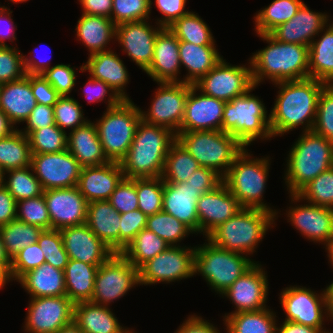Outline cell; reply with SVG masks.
I'll use <instances>...</instances> for the list:
<instances>
[{
	"mask_svg": "<svg viewBox=\"0 0 333 333\" xmlns=\"http://www.w3.org/2000/svg\"><path fill=\"white\" fill-rule=\"evenodd\" d=\"M147 111H141V119L149 124L163 126L176 135L180 132L190 84L184 82H157Z\"/></svg>",
	"mask_w": 333,
	"mask_h": 333,
	"instance_id": "cell-14",
	"label": "cell"
},
{
	"mask_svg": "<svg viewBox=\"0 0 333 333\" xmlns=\"http://www.w3.org/2000/svg\"><path fill=\"white\" fill-rule=\"evenodd\" d=\"M331 19H332V17L329 18V24L333 27V21Z\"/></svg>",
	"mask_w": 333,
	"mask_h": 333,
	"instance_id": "cell-80",
	"label": "cell"
},
{
	"mask_svg": "<svg viewBox=\"0 0 333 333\" xmlns=\"http://www.w3.org/2000/svg\"><path fill=\"white\" fill-rule=\"evenodd\" d=\"M17 202L8 192L7 188L0 185V227L16 219Z\"/></svg>",
	"mask_w": 333,
	"mask_h": 333,
	"instance_id": "cell-68",
	"label": "cell"
},
{
	"mask_svg": "<svg viewBox=\"0 0 333 333\" xmlns=\"http://www.w3.org/2000/svg\"><path fill=\"white\" fill-rule=\"evenodd\" d=\"M275 225L274 213L263 209L243 208L215 228L206 238L220 248L251 258L268 230L271 231Z\"/></svg>",
	"mask_w": 333,
	"mask_h": 333,
	"instance_id": "cell-6",
	"label": "cell"
},
{
	"mask_svg": "<svg viewBox=\"0 0 333 333\" xmlns=\"http://www.w3.org/2000/svg\"><path fill=\"white\" fill-rule=\"evenodd\" d=\"M291 146L283 179L287 194H297L310 181L333 166V142L311 130L301 132Z\"/></svg>",
	"mask_w": 333,
	"mask_h": 333,
	"instance_id": "cell-4",
	"label": "cell"
},
{
	"mask_svg": "<svg viewBox=\"0 0 333 333\" xmlns=\"http://www.w3.org/2000/svg\"><path fill=\"white\" fill-rule=\"evenodd\" d=\"M0 46V84L22 79L24 70L23 53L18 45Z\"/></svg>",
	"mask_w": 333,
	"mask_h": 333,
	"instance_id": "cell-56",
	"label": "cell"
},
{
	"mask_svg": "<svg viewBox=\"0 0 333 333\" xmlns=\"http://www.w3.org/2000/svg\"><path fill=\"white\" fill-rule=\"evenodd\" d=\"M82 104L73 96H60L58 101L53 105L55 124L68 133L84 125L88 119L84 117Z\"/></svg>",
	"mask_w": 333,
	"mask_h": 333,
	"instance_id": "cell-51",
	"label": "cell"
},
{
	"mask_svg": "<svg viewBox=\"0 0 333 333\" xmlns=\"http://www.w3.org/2000/svg\"><path fill=\"white\" fill-rule=\"evenodd\" d=\"M303 3V0H273L253 16L255 33L269 34L279 25L289 21Z\"/></svg>",
	"mask_w": 333,
	"mask_h": 333,
	"instance_id": "cell-41",
	"label": "cell"
},
{
	"mask_svg": "<svg viewBox=\"0 0 333 333\" xmlns=\"http://www.w3.org/2000/svg\"><path fill=\"white\" fill-rule=\"evenodd\" d=\"M170 245L154 232L142 229L121 254L137 269Z\"/></svg>",
	"mask_w": 333,
	"mask_h": 333,
	"instance_id": "cell-42",
	"label": "cell"
},
{
	"mask_svg": "<svg viewBox=\"0 0 333 333\" xmlns=\"http://www.w3.org/2000/svg\"><path fill=\"white\" fill-rule=\"evenodd\" d=\"M138 286L139 269L121 253H114L98 267L91 301L110 307L112 302L123 298Z\"/></svg>",
	"mask_w": 333,
	"mask_h": 333,
	"instance_id": "cell-12",
	"label": "cell"
},
{
	"mask_svg": "<svg viewBox=\"0 0 333 333\" xmlns=\"http://www.w3.org/2000/svg\"><path fill=\"white\" fill-rule=\"evenodd\" d=\"M200 167L192 155L176 140L168 151L161 177L167 183H183Z\"/></svg>",
	"mask_w": 333,
	"mask_h": 333,
	"instance_id": "cell-43",
	"label": "cell"
},
{
	"mask_svg": "<svg viewBox=\"0 0 333 333\" xmlns=\"http://www.w3.org/2000/svg\"><path fill=\"white\" fill-rule=\"evenodd\" d=\"M325 248V252H327L328 263L333 269V236L329 239V241L323 246Z\"/></svg>",
	"mask_w": 333,
	"mask_h": 333,
	"instance_id": "cell-76",
	"label": "cell"
},
{
	"mask_svg": "<svg viewBox=\"0 0 333 333\" xmlns=\"http://www.w3.org/2000/svg\"><path fill=\"white\" fill-rule=\"evenodd\" d=\"M195 247L194 276L201 275L211 291L219 296L259 262L247 255L220 248L207 238Z\"/></svg>",
	"mask_w": 333,
	"mask_h": 333,
	"instance_id": "cell-8",
	"label": "cell"
},
{
	"mask_svg": "<svg viewBox=\"0 0 333 333\" xmlns=\"http://www.w3.org/2000/svg\"><path fill=\"white\" fill-rule=\"evenodd\" d=\"M10 283L8 274L0 267V290L5 289V285Z\"/></svg>",
	"mask_w": 333,
	"mask_h": 333,
	"instance_id": "cell-77",
	"label": "cell"
},
{
	"mask_svg": "<svg viewBox=\"0 0 333 333\" xmlns=\"http://www.w3.org/2000/svg\"><path fill=\"white\" fill-rule=\"evenodd\" d=\"M88 79L89 80L86 81L87 83L83 85L84 89H82L84 97L88 100L87 103L104 102L105 104L107 103L106 109H109L119 105L123 101L107 83L92 78L91 76H89Z\"/></svg>",
	"mask_w": 333,
	"mask_h": 333,
	"instance_id": "cell-60",
	"label": "cell"
},
{
	"mask_svg": "<svg viewBox=\"0 0 333 333\" xmlns=\"http://www.w3.org/2000/svg\"><path fill=\"white\" fill-rule=\"evenodd\" d=\"M60 233L69 259L89 265H102L115 253L86 223L63 228Z\"/></svg>",
	"mask_w": 333,
	"mask_h": 333,
	"instance_id": "cell-24",
	"label": "cell"
},
{
	"mask_svg": "<svg viewBox=\"0 0 333 333\" xmlns=\"http://www.w3.org/2000/svg\"><path fill=\"white\" fill-rule=\"evenodd\" d=\"M75 28V38L87 47L88 55L112 50L109 43H116V24L110 18L82 14Z\"/></svg>",
	"mask_w": 333,
	"mask_h": 333,
	"instance_id": "cell-34",
	"label": "cell"
},
{
	"mask_svg": "<svg viewBox=\"0 0 333 333\" xmlns=\"http://www.w3.org/2000/svg\"><path fill=\"white\" fill-rule=\"evenodd\" d=\"M297 195L308 203L333 209V166L310 181Z\"/></svg>",
	"mask_w": 333,
	"mask_h": 333,
	"instance_id": "cell-50",
	"label": "cell"
},
{
	"mask_svg": "<svg viewBox=\"0 0 333 333\" xmlns=\"http://www.w3.org/2000/svg\"><path fill=\"white\" fill-rule=\"evenodd\" d=\"M279 300L285 314L284 321L317 328L321 333H333L325 326L329 320L333 323L325 288L318 293L309 286H287L280 292Z\"/></svg>",
	"mask_w": 333,
	"mask_h": 333,
	"instance_id": "cell-11",
	"label": "cell"
},
{
	"mask_svg": "<svg viewBox=\"0 0 333 333\" xmlns=\"http://www.w3.org/2000/svg\"><path fill=\"white\" fill-rule=\"evenodd\" d=\"M168 28L179 41H187L195 45H217L209 25L196 12L190 11Z\"/></svg>",
	"mask_w": 333,
	"mask_h": 333,
	"instance_id": "cell-44",
	"label": "cell"
},
{
	"mask_svg": "<svg viewBox=\"0 0 333 333\" xmlns=\"http://www.w3.org/2000/svg\"><path fill=\"white\" fill-rule=\"evenodd\" d=\"M329 13L315 12L305 4L287 22L273 29L269 34L283 43L301 44L310 47L313 39L329 24Z\"/></svg>",
	"mask_w": 333,
	"mask_h": 333,
	"instance_id": "cell-25",
	"label": "cell"
},
{
	"mask_svg": "<svg viewBox=\"0 0 333 333\" xmlns=\"http://www.w3.org/2000/svg\"><path fill=\"white\" fill-rule=\"evenodd\" d=\"M138 200L136 178H123L108 201L117 212L123 214L138 209Z\"/></svg>",
	"mask_w": 333,
	"mask_h": 333,
	"instance_id": "cell-59",
	"label": "cell"
},
{
	"mask_svg": "<svg viewBox=\"0 0 333 333\" xmlns=\"http://www.w3.org/2000/svg\"><path fill=\"white\" fill-rule=\"evenodd\" d=\"M36 105L30 74H26L20 80L2 84L0 110L6 114L16 129L17 125L25 123Z\"/></svg>",
	"mask_w": 333,
	"mask_h": 333,
	"instance_id": "cell-30",
	"label": "cell"
},
{
	"mask_svg": "<svg viewBox=\"0 0 333 333\" xmlns=\"http://www.w3.org/2000/svg\"><path fill=\"white\" fill-rule=\"evenodd\" d=\"M16 218L27 224L38 226L42 230L51 229V220L44 195L18 201Z\"/></svg>",
	"mask_w": 333,
	"mask_h": 333,
	"instance_id": "cell-53",
	"label": "cell"
},
{
	"mask_svg": "<svg viewBox=\"0 0 333 333\" xmlns=\"http://www.w3.org/2000/svg\"><path fill=\"white\" fill-rule=\"evenodd\" d=\"M179 59V40L169 28H163L156 36L154 56L144 72L155 83L182 82Z\"/></svg>",
	"mask_w": 333,
	"mask_h": 333,
	"instance_id": "cell-26",
	"label": "cell"
},
{
	"mask_svg": "<svg viewBox=\"0 0 333 333\" xmlns=\"http://www.w3.org/2000/svg\"><path fill=\"white\" fill-rule=\"evenodd\" d=\"M269 307L229 314L223 318L225 333H275L278 316Z\"/></svg>",
	"mask_w": 333,
	"mask_h": 333,
	"instance_id": "cell-38",
	"label": "cell"
},
{
	"mask_svg": "<svg viewBox=\"0 0 333 333\" xmlns=\"http://www.w3.org/2000/svg\"><path fill=\"white\" fill-rule=\"evenodd\" d=\"M217 45H195L179 41V59L181 68L186 69L182 82L195 84L201 77L213 69L223 57ZM183 65V66H182ZM185 76V77H184Z\"/></svg>",
	"mask_w": 333,
	"mask_h": 333,
	"instance_id": "cell-33",
	"label": "cell"
},
{
	"mask_svg": "<svg viewBox=\"0 0 333 333\" xmlns=\"http://www.w3.org/2000/svg\"><path fill=\"white\" fill-rule=\"evenodd\" d=\"M267 43L248 58L253 83L256 87L265 80L272 84L309 78V47L301 44L283 43L270 34H257Z\"/></svg>",
	"mask_w": 333,
	"mask_h": 333,
	"instance_id": "cell-2",
	"label": "cell"
},
{
	"mask_svg": "<svg viewBox=\"0 0 333 333\" xmlns=\"http://www.w3.org/2000/svg\"><path fill=\"white\" fill-rule=\"evenodd\" d=\"M67 135L57 125L31 131L27 137L32 154L57 153L67 150Z\"/></svg>",
	"mask_w": 333,
	"mask_h": 333,
	"instance_id": "cell-48",
	"label": "cell"
},
{
	"mask_svg": "<svg viewBox=\"0 0 333 333\" xmlns=\"http://www.w3.org/2000/svg\"><path fill=\"white\" fill-rule=\"evenodd\" d=\"M325 291H326L327 302L329 304V313L333 320V281L327 284V286L325 287Z\"/></svg>",
	"mask_w": 333,
	"mask_h": 333,
	"instance_id": "cell-74",
	"label": "cell"
},
{
	"mask_svg": "<svg viewBox=\"0 0 333 333\" xmlns=\"http://www.w3.org/2000/svg\"><path fill=\"white\" fill-rule=\"evenodd\" d=\"M37 243L45 256V263L64 271L68 264L69 256L64 249L60 230H42Z\"/></svg>",
	"mask_w": 333,
	"mask_h": 333,
	"instance_id": "cell-52",
	"label": "cell"
},
{
	"mask_svg": "<svg viewBox=\"0 0 333 333\" xmlns=\"http://www.w3.org/2000/svg\"><path fill=\"white\" fill-rule=\"evenodd\" d=\"M232 65L221 59L205 76L193 84L199 91L225 102L247 93L253 83L251 64ZM247 65V66H246Z\"/></svg>",
	"mask_w": 333,
	"mask_h": 333,
	"instance_id": "cell-15",
	"label": "cell"
},
{
	"mask_svg": "<svg viewBox=\"0 0 333 333\" xmlns=\"http://www.w3.org/2000/svg\"><path fill=\"white\" fill-rule=\"evenodd\" d=\"M7 176V177H6ZM3 185L16 202L43 195L44 189L36 178L32 167L10 169L4 172Z\"/></svg>",
	"mask_w": 333,
	"mask_h": 333,
	"instance_id": "cell-45",
	"label": "cell"
},
{
	"mask_svg": "<svg viewBox=\"0 0 333 333\" xmlns=\"http://www.w3.org/2000/svg\"><path fill=\"white\" fill-rule=\"evenodd\" d=\"M261 262H256L241 277H239L220 297L226 298L234 306L229 314L244 311H257L265 309L269 294L268 274Z\"/></svg>",
	"mask_w": 333,
	"mask_h": 333,
	"instance_id": "cell-18",
	"label": "cell"
},
{
	"mask_svg": "<svg viewBox=\"0 0 333 333\" xmlns=\"http://www.w3.org/2000/svg\"><path fill=\"white\" fill-rule=\"evenodd\" d=\"M188 0H150V11H152V4L156 6L161 14V17L157 18L156 23L163 27L168 28L177 19L187 15L190 10L186 9V3Z\"/></svg>",
	"mask_w": 333,
	"mask_h": 333,
	"instance_id": "cell-62",
	"label": "cell"
},
{
	"mask_svg": "<svg viewBox=\"0 0 333 333\" xmlns=\"http://www.w3.org/2000/svg\"><path fill=\"white\" fill-rule=\"evenodd\" d=\"M289 199L287 222L309 242L324 246L333 236V209L303 201L297 194H289Z\"/></svg>",
	"mask_w": 333,
	"mask_h": 333,
	"instance_id": "cell-16",
	"label": "cell"
},
{
	"mask_svg": "<svg viewBox=\"0 0 333 333\" xmlns=\"http://www.w3.org/2000/svg\"><path fill=\"white\" fill-rule=\"evenodd\" d=\"M31 167L44 191L77 186L82 169L68 150L32 154Z\"/></svg>",
	"mask_w": 333,
	"mask_h": 333,
	"instance_id": "cell-20",
	"label": "cell"
},
{
	"mask_svg": "<svg viewBox=\"0 0 333 333\" xmlns=\"http://www.w3.org/2000/svg\"><path fill=\"white\" fill-rule=\"evenodd\" d=\"M146 229L154 232L170 246H182V240L194 234L181 221L164 211L147 216Z\"/></svg>",
	"mask_w": 333,
	"mask_h": 333,
	"instance_id": "cell-47",
	"label": "cell"
},
{
	"mask_svg": "<svg viewBox=\"0 0 333 333\" xmlns=\"http://www.w3.org/2000/svg\"><path fill=\"white\" fill-rule=\"evenodd\" d=\"M277 323L275 333H321L317 328L305 326L291 321Z\"/></svg>",
	"mask_w": 333,
	"mask_h": 333,
	"instance_id": "cell-71",
	"label": "cell"
},
{
	"mask_svg": "<svg viewBox=\"0 0 333 333\" xmlns=\"http://www.w3.org/2000/svg\"><path fill=\"white\" fill-rule=\"evenodd\" d=\"M255 89L256 86L244 95L226 102L224 106L221 131L235 137L245 148L254 141H270L273 138L270 114L263 99L252 94Z\"/></svg>",
	"mask_w": 333,
	"mask_h": 333,
	"instance_id": "cell-7",
	"label": "cell"
},
{
	"mask_svg": "<svg viewBox=\"0 0 333 333\" xmlns=\"http://www.w3.org/2000/svg\"><path fill=\"white\" fill-rule=\"evenodd\" d=\"M82 14L103 16L111 19L113 0H78Z\"/></svg>",
	"mask_w": 333,
	"mask_h": 333,
	"instance_id": "cell-69",
	"label": "cell"
},
{
	"mask_svg": "<svg viewBox=\"0 0 333 333\" xmlns=\"http://www.w3.org/2000/svg\"><path fill=\"white\" fill-rule=\"evenodd\" d=\"M243 207L222 182L200 196L197 203L199 234L206 238L220 224L235 216Z\"/></svg>",
	"mask_w": 333,
	"mask_h": 333,
	"instance_id": "cell-23",
	"label": "cell"
},
{
	"mask_svg": "<svg viewBox=\"0 0 333 333\" xmlns=\"http://www.w3.org/2000/svg\"><path fill=\"white\" fill-rule=\"evenodd\" d=\"M177 140L201 167L214 170L222 178L245 149L235 137L221 130L179 132Z\"/></svg>",
	"mask_w": 333,
	"mask_h": 333,
	"instance_id": "cell-9",
	"label": "cell"
},
{
	"mask_svg": "<svg viewBox=\"0 0 333 333\" xmlns=\"http://www.w3.org/2000/svg\"><path fill=\"white\" fill-rule=\"evenodd\" d=\"M177 135L169 128L142 119L125 158L120 162L124 178H156L163 174L165 159Z\"/></svg>",
	"mask_w": 333,
	"mask_h": 333,
	"instance_id": "cell-3",
	"label": "cell"
},
{
	"mask_svg": "<svg viewBox=\"0 0 333 333\" xmlns=\"http://www.w3.org/2000/svg\"><path fill=\"white\" fill-rule=\"evenodd\" d=\"M17 282L30 298L66 296L64 271L48 263L28 271Z\"/></svg>",
	"mask_w": 333,
	"mask_h": 333,
	"instance_id": "cell-36",
	"label": "cell"
},
{
	"mask_svg": "<svg viewBox=\"0 0 333 333\" xmlns=\"http://www.w3.org/2000/svg\"><path fill=\"white\" fill-rule=\"evenodd\" d=\"M225 103L190 84L180 132L221 130Z\"/></svg>",
	"mask_w": 333,
	"mask_h": 333,
	"instance_id": "cell-22",
	"label": "cell"
},
{
	"mask_svg": "<svg viewBox=\"0 0 333 333\" xmlns=\"http://www.w3.org/2000/svg\"><path fill=\"white\" fill-rule=\"evenodd\" d=\"M42 229L14 219L0 227L2 241L7 255L12 259L20 250L36 243Z\"/></svg>",
	"mask_w": 333,
	"mask_h": 333,
	"instance_id": "cell-46",
	"label": "cell"
},
{
	"mask_svg": "<svg viewBox=\"0 0 333 333\" xmlns=\"http://www.w3.org/2000/svg\"><path fill=\"white\" fill-rule=\"evenodd\" d=\"M164 180L156 178H136L138 209L146 216L162 211Z\"/></svg>",
	"mask_w": 333,
	"mask_h": 333,
	"instance_id": "cell-49",
	"label": "cell"
},
{
	"mask_svg": "<svg viewBox=\"0 0 333 333\" xmlns=\"http://www.w3.org/2000/svg\"><path fill=\"white\" fill-rule=\"evenodd\" d=\"M312 130L333 142V84L326 85L320 93Z\"/></svg>",
	"mask_w": 333,
	"mask_h": 333,
	"instance_id": "cell-58",
	"label": "cell"
},
{
	"mask_svg": "<svg viewBox=\"0 0 333 333\" xmlns=\"http://www.w3.org/2000/svg\"><path fill=\"white\" fill-rule=\"evenodd\" d=\"M223 182V178L214 170L200 167L185 182L187 185L198 188L201 194L214 190Z\"/></svg>",
	"mask_w": 333,
	"mask_h": 333,
	"instance_id": "cell-64",
	"label": "cell"
},
{
	"mask_svg": "<svg viewBox=\"0 0 333 333\" xmlns=\"http://www.w3.org/2000/svg\"><path fill=\"white\" fill-rule=\"evenodd\" d=\"M31 89L38 104L53 106L60 97L42 75H31Z\"/></svg>",
	"mask_w": 333,
	"mask_h": 333,
	"instance_id": "cell-65",
	"label": "cell"
},
{
	"mask_svg": "<svg viewBox=\"0 0 333 333\" xmlns=\"http://www.w3.org/2000/svg\"><path fill=\"white\" fill-rule=\"evenodd\" d=\"M100 265L69 259L64 270L66 296L75 304L91 301L95 276Z\"/></svg>",
	"mask_w": 333,
	"mask_h": 333,
	"instance_id": "cell-39",
	"label": "cell"
},
{
	"mask_svg": "<svg viewBox=\"0 0 333 333\" xmlns=\"http://www.w3.org/2000/svg\"><path fill=\"white\" fill-rule=\"evenodd\" d=\"M0 267L9 275L11 259L7 255L0 233Z\"/></svg>",
	"mask_w": 333,
	"mask_h": 333,
	"instance_id": "cell-73",
	"label": "cell"
},
{
	"mask_svg": "<svg viewBox=\"0 0 333 333\" xmlns=\"http://www.w3.org/2000/svg\"><path fill=\"white\" fill-rule=\"evenodd\" d=\"M279 90L270 109V131L275 137L284 136L301 128L302 132L314 127L318 99L326 83L314 78L282 81L273 84ZM302 126V127H301Z\"/></svg>",
	"mask_w": 333,
	"mask_h": 333,
	"instance_id": "cell-1",
	"label": "cell"
},
{
	"mask_svg": "<svg viewBox=\"0 0 333 333\" xmlns=\"http://www.w3.org/2000/svg\"><path fill=\"white\" fill-rule=\"evenodd\" d=\"M43 263H45V256L37 242L20 250L11 259V268L8 275L10 282H17L25 273Z\"/></svg>",
	"mask_w": 333,
	"mask_h": 333,
	"instance_id": "cell-57",
	"label": "cell"
},
{
	"mask_svg": "<svg viewBox=\"0 0 333 333\" xmlns=\"http://www.w3.org/2000/svg\"><path fill=\"white\" fill-rule=\"evenodd\" d=\"M67 141V150L82 168L99 166L109 162L103 152L94 122L89 120L75 130L68 131Z\"/></svg>",
	"mask_w": 333,
	"mask_h": 333,
	"instance_id": "cell-32",
	"label": "cell"
},
{
	"mask_svg": "<svg viewBox=\"0 0 333 333\" xmlns=\"http://www.w3.org/2000/svg\"><path fill=\"white\" fill-rule=\"evenodd\" d=\"M150 0H113L111 20L116 24L151 20Z\"/></svg>",
	"mask_w": 333,
	"mask_h": 333,
	"instance_id": "cell-54",
	"label": "cell"
},
{
	"mask_svg": "<svg viewBox=\"0 0 333 333\" xmlns=\"http://www.w3.org/2000/svg\"><path fill=\"white\" fill-rule=\"evenodd\" d=\"M13 11L9 7L0 4V46H14L5 43V40H10L13 44L17 40L16 29L17 24H14L12 17Z\"/></svg>",
	"mask_w": 333,
	"mask_h": 333,
	"instance_id": "cell-67",
	"label": "cell"
},
{
	"mask_svg": "<svg viewBox=\"0 0 333 333\" xmlns=\"http://www.w3.org/2000/svg\"><path fill=\"white\" fill-rule=\"evenodd\" d=\"M57 333H83L80 327L73 321L62 327Z\"/></svg>",
	"mask_w": 333,
	"mask_h": 333,
	"instance_id": "cell-75",
	"label": "cell"
},
{
	"mask_svg": "<svg viewBox=\"0 0 333 333\" xmlns=\"http://www.w3.org/2000/svg\"><path fill=\"white\" fill-rule=\"evenodd\" d=\"M186 318L174 333H223L217 325L215 326L212 321L204 319L202 315L193 313Z\"/></svg>",
	"mask_w": 333,
	"mask_h": 333,
	"instance_id": "cell-66",
	"label": "cell"
},
{
	"mask_svg": "<svg viewBox=\"0 0 333 333\" xmlns=\"http://www.w3.org/2000/svg\"><path fill=\"white\" fill-rule=\"evenodd\" d=\"M245 148L223 177V183L243 208L263 209L274 213L278 219L280 209L265 203L264 194L272 163L270 156L255 157ZM271 160V161H270ZM279 213V214H278Z\"/></svg>",
	"mask_w": 333,
	"mask_h": 333,
	"instance_id": "cell-5",
	"label": "cell"
},
{
	"mask_svg": "<svg viewBox=\"0 0 333 333\" xmlns=\"http://www.w3.org/2000/svg\"><path fill=\"white\" fill-rule=\"evenodd\" d=\"M124 178L120 163L108 162L83 167L77 187L87 202L109 200L116 186Z\"/></svg>",
	"mask_w": 333,
	"mask_h": 333,
	"instance_id": "cell-28",
	"label": "cell"
},
{
	"mask_svg": "<svg viewBox=\"0 0 333 333\" xmlns=\"http://www.w3.org/2000/svg\"><path fill=\"white\" fill-rule=\"evenodd\" d=\"M86 224L115 253H120V213L108 200L88 203Z\"/></svg>",
	"mask_w": 333,
	"mask_h": 333,
	"instance_id": "cell-35",
	"label": "cell"
},
{
	"mask_svg": "<svg viewBox=\"0 0 333 333\" xmlns=\"http://www.w3.org/2000/svg\"><path fill=\"white\" fill-rule=\"evenodd\" d=\"M79 68V69H78ZM76 68L70 64H56L47 69L42 76L58 92L60 96H70L76 86L77 70L84 72V64Z\"/></svg>",
	"mask_w": 333,
	"mask_h": 333,
	"instance_id": "cell-55",
	"label": "cell"
},
{
	"mask_svg": "<svg viewBox=\"0 0 333 333\" xmlns=\"http://www.w3.org/2000/svg\"><path fill=\"white\" fill-rule=\"evenodd\" d=\"M30 51L28 55L23 54V62H24V70L26 74L30 75H42L47 69L51 68L50 66V61H51V56L49 59L46 58H38L39 56H35L36 51L34 52ZM34 54V56L32 55ZM40 57V56H39Z\"/></svg>",
	"mask_w": 333,
	"mask_h": 333,
	"instance_id": "cell-70",
	"label": "cell"
},
{
	"mask_svg": "<svg viewBox=\"0 0 333 333\" xmlns=\"http://www.w3.org/2000/svg\"><path fill=\"white\" fill-rule=\"evenodd\" d=\"M196 247L169 246L139 268L140 285L172 284L194 277Z\"/></svg>",
	"mask_w": 333,
	"mask_h": 333,
	"instance_id": "cell-13",
	"label": "cell"
},
{
	"mask_svg": "<svg viewBox=\"0 0 333 333\" xmlns=\"http://www.w3.org/2000/svg\"><path fill=\"white\" fill-rule=\"evenodd\" d=\"M4 172L0 168V185L3 184Z\"/></svg>",
	"mask_w": 333,
	"mask_h": 333,
	"instance_id": "cell-79",
	"label": "cell"
},
{
	"mask_svg": "<svg viewBox=\"0 0 333 333\" xmlns=\"http://www.w3.org/2000/svg\"><path fill=\"white\" fill-rule=\"evenodd\" d=\"M6 1H8V2H9V1L12 2L11 4H13V3H14V4H17V3H22V2H23V3H24V2L26 3V2L29 1V0H6Z\"/></svg>",
	"mask_w": 333,
	"mask_h": 333,
	"instance_id": "cell-78",
	"label": "cell"
},
{
	"mask_svg": "<svg viewBox=\"0 0 333 333\" xmlns=\"http://www.w3.org/2000/svg\"><path fill=\"white\" fill-rule=\"evenodd\" d=\"M162 29L156 22L152 25L150 20L121 23L116 25L115 42L118 41L123 55L125 53L145 72L154 56L156 36Z\"/></svg>",
	"mask_w": 333,
	"mask_h": 333,
	"instance_id": "cell-19",
	"label": "cell"
},
{
	"mask_svg": "<svg viewBox=\"0 0 333 333\" xmlns=\"http://www.w3.org/2000/svg\"><path fill=\"white\" fill-rule=\"evenodd\" d=\"M73 321L83 333H134L118 321L111 307L92 301L75 303Z\"/></svg>",
	"mask_w": 333,
	"mask_h": 333,
	"instance_id": "cell-31",
	"label": "cell"
},
{
	"mask_svg": "<svg viewBox=\"0 0 333 333\" xmlns=\"http://www.w3.org/2000/svg\"><path fill=\"white\" fill-rule=\"evenodd\" d=\"M16 130L6 114L0 110V138L9 135Z\"/></svg>",
	"mask_w": 333,
	"mask_h": 333,
	"instance_id": "cell-72",
	"label": "cell"
},
{
	"mask_svg": "<svg viewBox=\"0 0 333 333\" xmlns=\"http://www.w3.org/2000/svg\"><path fill=\"white\" fill-rule=\"evenodd\" d=\"M51 229L61 230L86 223L88 202L77 186L43 192Z\"/></svg>",
	"mask_w": 333,
	"mask_h": 333,
	"instance_id": "cell-21",
	"label": "cell"
},
{
	"mask_svg": "<svg viewBox=\"0 0 333 333\" xmlns=\"http://www.w3.org/2000/svg\"><path fill=\"white\" fill-rule=\"evenodd\" d=\"M31 158L28 137L19 128L0 138V168L3 172L31 166Z\"/></svg>",
	"mask_w": 333,
	"mask_h": 333,
	"instance_id": "cell-40",
	"label": "cell"
},
{
	"mask_svg": "<svg viewBox=\"0 0 333 333\" xmlns=\"http://www.w3.org/2000/svg\"><path fill=\"white\" fill-rule=\"evenodd\" d=\"M28 301L24 333H57L73 322L74 303L67 296L37 297Z\"/></svg>",
	"mask_w": 333,
	"mask_h": 333,
	"instance_id": "cell-17",
	"label": "cell"
},
{
	"mask_svg": "<svg viewBox=\"0 0 333 333\" xmlns=\"http://www.w3.org/2000/svg\"><path fill=\"white\" fill-rule=\"evenodd\" d=\"M87 58V62H83L84 72L107 83L123 100H131L126 92L130 74L120 54L109 50L88 55Z\"/></svg>",
	"mask_w": 333,
	"mask_h": 333,
	"instance_id": "cell-29",
	"label": "cell"
},
{
	"mask_svg": "<svg viewBox=\"0 0 333 333\" xmlns=\"http://www.w3.org/2000/svg\"><path fill=\"white\" fill-rule=\"evenodd\" d=\"M147 216L139 209L120 214V253L146 228Z\"/></svg>",
	"mask_w": 333,
	"mask_h": 333,
	"instance_id": "cell-61",
	"label": "cell"
},
{
	"mask_svg": "<svg viewBox=\"0 0 333 333\" xmlns=\"http://www.w3.org/2000/svg\"><path fill=\"white\" fill-rule=\"evenodd\" d=\"M202 194L198 188L187 183H167L164 181L162 211L174 216L194 234H199L197 203Z\"/></svg>",
	"mask_w": 333,
	"mask_h": 333,
	"instance_id": "cell-27",
	"label": "cell"
},
{
	"mask_svg": "<svg viewBox=\"0 0 333 333\" xmlns=\"http://www.w3.org/2000/svg\"><path fill=\"white\" fill-rule=\"evenodd\" d=\"M25 123L26 125L24 128L19 130L26 136L31 131L41 129L46 126L56 125L53 106H46L37 103Z\"/></svg>",
	"mask_w": 333,
	"mask_h": 333,
	"instance_id": "cell-63",
	"label": "cell"
},
{
	"mask_svg": "<svg viewBox=\"0 0 333 333\" xmlns=\"http://www.w3.org/2000/svg\"><path fill=\"white\" fill-rule=\"evenodd\" d=\"M131 100H123L119 105L105 109L100 119L94 121L109 162L120 163L131 147L137 125L141 121L140 107Z\"/></svg>",
	"mask_w": 333,
	"mask_h": 333,
	"instance_id": "cell-10",
	"label": "cell"
},
{
	"mask_svg": "<svg viewBox=\"0 0 333 333\" xmlns=\"http://www.w3.org/2000/svg\"><path fill=\"white\" fill-rule=\"evenodd\" d=\"M309 77L333 84V27L330 24L310 44Z\"/></svg>",
	"mask_w": 333,
	"mask_h": 333,
	"instance_id": "cell-37",
	"label": "cell"
}]
</instances>
